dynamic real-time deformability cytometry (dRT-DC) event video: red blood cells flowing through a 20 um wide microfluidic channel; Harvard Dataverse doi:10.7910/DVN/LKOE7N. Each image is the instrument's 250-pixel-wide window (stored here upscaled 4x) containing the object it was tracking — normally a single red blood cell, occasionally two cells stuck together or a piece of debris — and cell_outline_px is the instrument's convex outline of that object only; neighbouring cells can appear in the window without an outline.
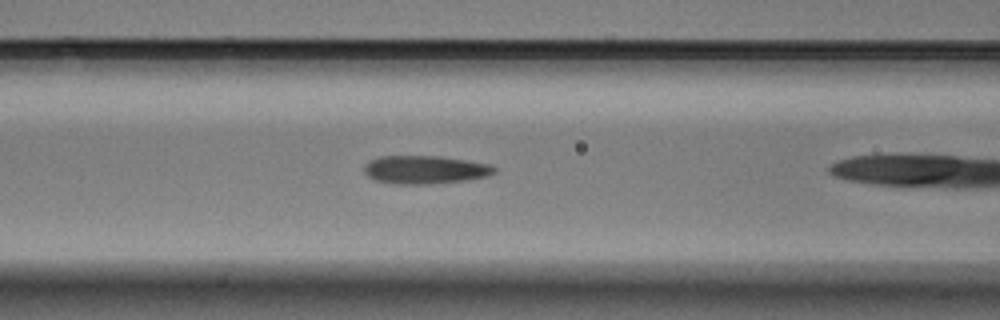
{"species": "Egyptian fruit bat (a non-hibernating species)", "species_latin": "Rousettus aegyptiacus", "temperature_condition": "warm", "stored_images_in_passage": 24, "camera_frame_rate_fps": 3000, "um_per_image_px": 0.085, "animal": {"sex": "male"}, "frame": {"image": 1, "passage_image": 8, "time_ms": 2.333, "image_size_px": [1000, 320], "cell_outline_px": [[496, 172], [488, 176], [464, 180], [428, 184], [396, 184], [376, 180], [368, 176], [364, 172], [364, 164], [380, 156], [440, 156], [488, 164], [496, 168]], "centroid_in_image_um": [36.11, 14.42], "position_along_channel_um": 130.5, "area_um2": 21.21}}
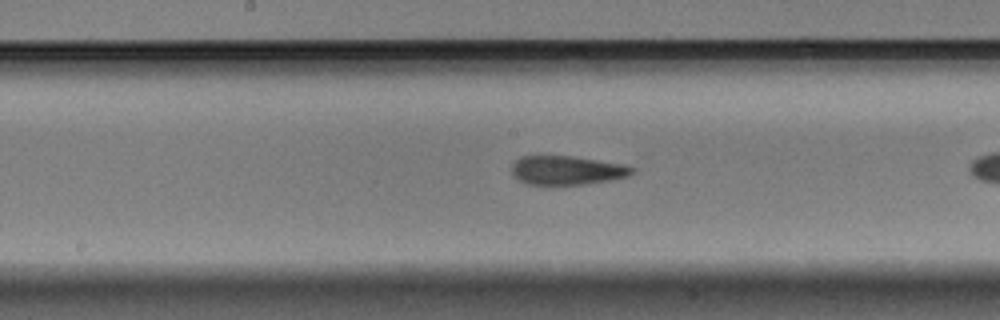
{"frame": {"image": 2, "passage_image": 14, "time_ms": 4.333, "image_size_px": [1000, 320], "cell_outline_px": [[636, 172], [628, 176], [608, 180], [584, 184], [552, 188], [524, 184], [516, 180], [512, 176], [512, 164], [520, 156], [572, 156], [624, 164], [636, 168]], "centroid_in_image_um": [48.12, 14.52], "position_along_channel_um": 200.1, "area_um2": 21.27}}
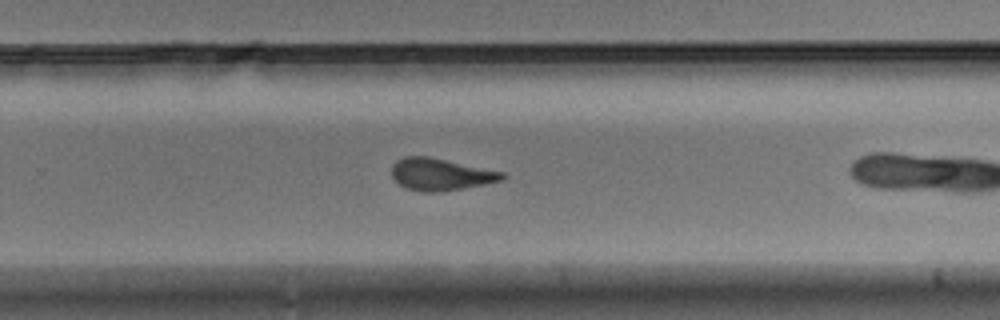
{"frame": {"image": 3, "passage_image": 22, "time_ms": 7.0, "image_size_px": [1000, 320], "cell_outline_px": [[508, 176], [504, 180], [484, 184], [440, 192], [424, 192], [404, 188], [392, 176], [392, 164], [396, 160], [404, 156], [428, 156], [504, 172]], "centroid_in_image_um": [37.45, 14.82], "position_along_channel_um": 292.3, "area_um2": 20.69}}